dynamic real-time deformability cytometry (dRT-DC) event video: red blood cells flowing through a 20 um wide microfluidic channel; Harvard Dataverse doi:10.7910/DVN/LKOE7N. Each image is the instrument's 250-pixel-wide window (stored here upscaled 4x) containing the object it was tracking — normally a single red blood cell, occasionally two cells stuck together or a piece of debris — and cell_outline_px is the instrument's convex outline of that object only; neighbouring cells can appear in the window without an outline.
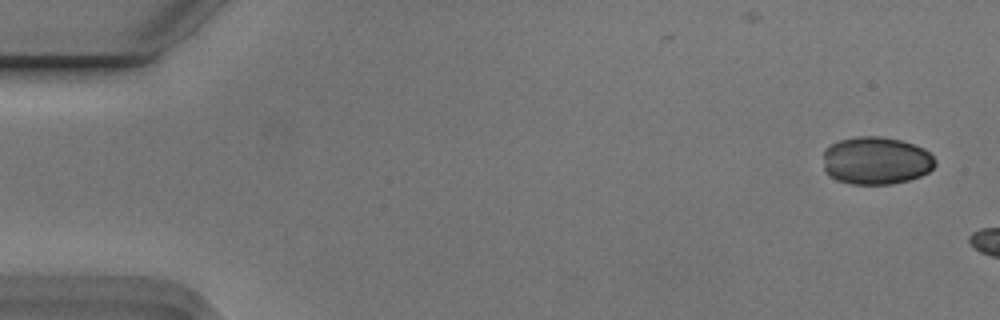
{"species": "Egyptian fruit bat (a non-hibernating species)", "species_latin": "Rousettus aegyptiacus", "temperature_condition": "cold", "stored_images_in_passage": 2, "camera_frame_rate_fps": 3000, "um_per_image_px": 0.085, "animal": {"sex": "male"}, "frame": {"image": 1, "passage_image": 1, "time_ms": 0.0, "image_size_px": [1000, 320], "cell_outline_px": [[936, 164], [928, 172], [920, 176], [908, 180], [892, 184], [852, 184], [836, 180], [828, 176], [824, 172], [824, 148], [840, 140], [860, 136], [880, 136], [900, 140], [924, 148], [936, 160]], "centroid_in_image_um": [74.44, 13.66], "position_along_channel_um": 10.6, "area_um2": 31.27}}